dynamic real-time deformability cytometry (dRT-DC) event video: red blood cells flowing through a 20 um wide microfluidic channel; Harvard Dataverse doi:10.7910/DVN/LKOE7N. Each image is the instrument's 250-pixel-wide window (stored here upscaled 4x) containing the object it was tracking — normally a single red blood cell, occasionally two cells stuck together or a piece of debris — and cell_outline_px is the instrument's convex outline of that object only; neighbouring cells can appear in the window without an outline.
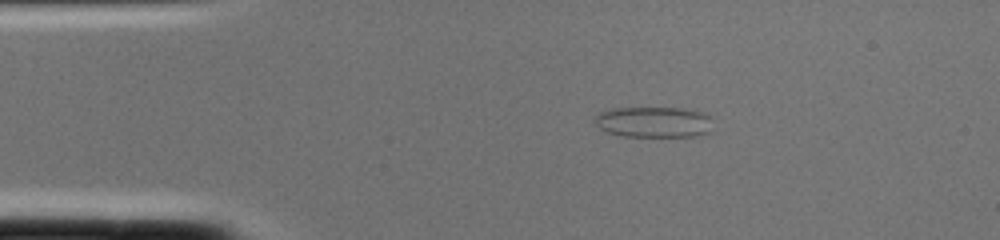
{"species": "common noctule bat (a hibernating species)", "species_latin": "Nyctalus noctula", "temperature_condition": "cold", "stored_images_in_passage": 1, "camera_frame_rate_fps": 3000, "um_per_image_px": 0.085, "animal": {"sex": "female", "body_mass_g": 22.0, "forearm_length_mm": 56.7}, "frame": {"image": 1, "passage_image": 1, "time_ms": 0.0, "image_size_px": [1000, 240], "cell_outline_px": [[712, 132], [696, 136], [624, 136], [608, 132], [600, 128], [596, 124], [596, 112], [612, 108], [684, 108], [708, 112]], "centroid_in_image_um": [55.61, 10.36], "position_along_channel_um": 29.4, "area_um2": 21.39}}